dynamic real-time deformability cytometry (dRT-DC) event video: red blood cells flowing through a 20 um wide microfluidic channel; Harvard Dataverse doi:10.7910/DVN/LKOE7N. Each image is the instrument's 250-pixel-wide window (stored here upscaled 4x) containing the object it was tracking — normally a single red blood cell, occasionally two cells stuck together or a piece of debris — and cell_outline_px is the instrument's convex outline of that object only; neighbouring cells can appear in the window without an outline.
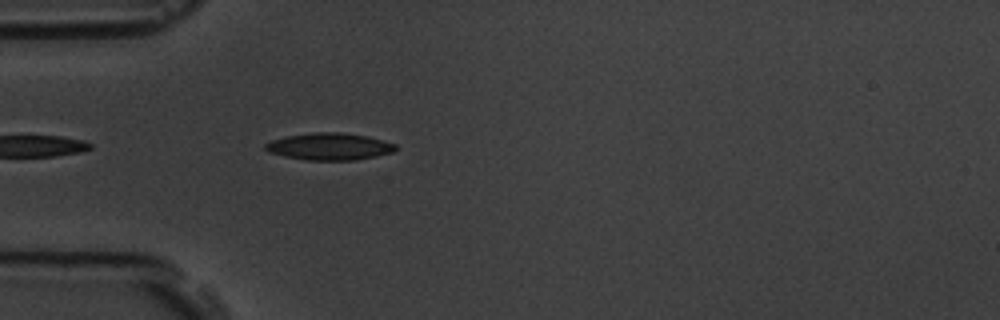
{"species": "common noctule bat (a hibernating species)", "species_latin": "Nyctalus noctula", "temperature_condition": "room temperature", "stored_images_in_passage": 4, "camera_frame_rate_fps": 3000, "um_per_image_px": 0.085, "animal": {"sex": "male", "body_mass_g": 19.5, "forearm_length_mm": 54.6}, "frame": {"image": 1, "passage_image": 4, "time_ms": 3.333, "image_size_px": [1000, 320], "cell_outline_px": [[400, 148], [392, 152], [376, 156], [356, 160], [304, 160], [284, 156], [268, 152], [264, 148], [264, 144], [272, 140], [288, 136], [316, 132], [340, 132], [368, 136], [384, 140], [396, 144]], "centroid_in_image_um": [28.03, 12.45], "position_along_channel_um": 57.0, "area_um2": 20.63}}